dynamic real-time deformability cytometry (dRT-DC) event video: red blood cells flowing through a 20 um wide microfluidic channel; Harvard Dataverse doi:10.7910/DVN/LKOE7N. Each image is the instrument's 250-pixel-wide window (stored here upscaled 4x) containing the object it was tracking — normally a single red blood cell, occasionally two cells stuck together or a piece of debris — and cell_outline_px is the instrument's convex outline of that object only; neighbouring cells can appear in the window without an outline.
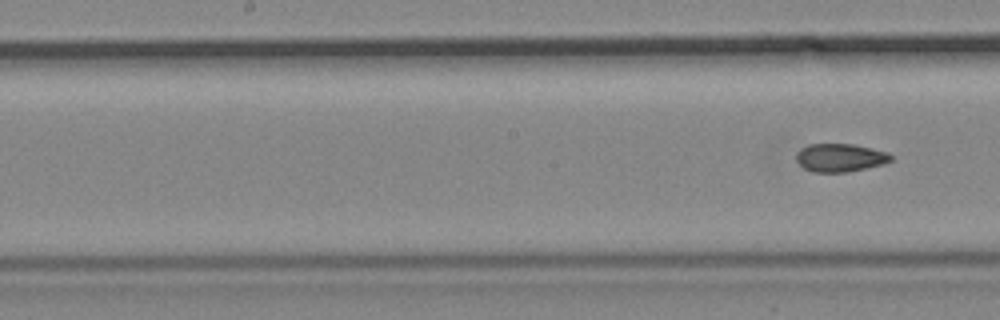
{"species": "common noctule bat (a hibernating species)", "species_latin": "Nyctalus noctula", "temperature_condition": "cold", "stored_images_in_passage": 8, "segment_of_instrument_passage": [2, 2], "camera_frame_rate_fps": 3000, "um_per_image_px": 0.085, "animal": {"sex": "male", "body_mass_g": 19.2, "forearm_length_mm": 51.8}, "frame": {"image": 1, "passage_image": 8, "time_ms": 8.333, "image_size_px": [1000, 320], "cell_outline_px": [[892, 160], [884, 164], [848, 172], [812, 172], [804, 168], [796, 160], [796, 152], [800, 148], [808, 144], [852, 144], [872, 148], [888, 152], [892, 156]], "centroid_in_image_um": [71.4, 13.4], "position_along_channel_um": 176.8, "area_um2": 15.66}}